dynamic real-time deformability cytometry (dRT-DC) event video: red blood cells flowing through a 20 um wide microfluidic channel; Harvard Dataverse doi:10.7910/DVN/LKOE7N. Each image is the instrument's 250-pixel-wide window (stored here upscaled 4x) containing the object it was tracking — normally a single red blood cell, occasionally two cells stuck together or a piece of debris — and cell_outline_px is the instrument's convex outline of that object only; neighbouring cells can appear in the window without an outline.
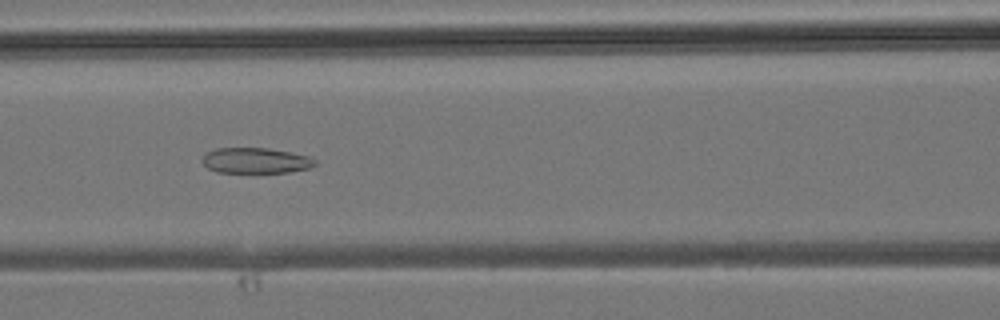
{"species": "common noctule bat (a hibernating species)", "species_latin": "Nyctalus noctula", "temperature_condition": "room temperature", "stored_images_in_passage": 34, "camera_frame_rate_fps": 3000, "um_per_image_px": 0.085, "animal": {"sex": "male", "body_mass_g": 19.2, "forearm_length_mm": 51.8}, "frame": {"image": 1, "passage_image": 13, "time_ms": 4.0, "image_size_px": [1000, 320], "cell_outline_px": [[316, 164], [308, 168], [288, 172], [216, 172], [208, 168], [204, 164], [204, 156], [208, 152], [216, 148], [268, 148], [308, 156], [316, 160]], "centroid_in_image_um": [21.74, 13.64], "position_along_channel_um": 144.9, "area_um2": 16.47}}
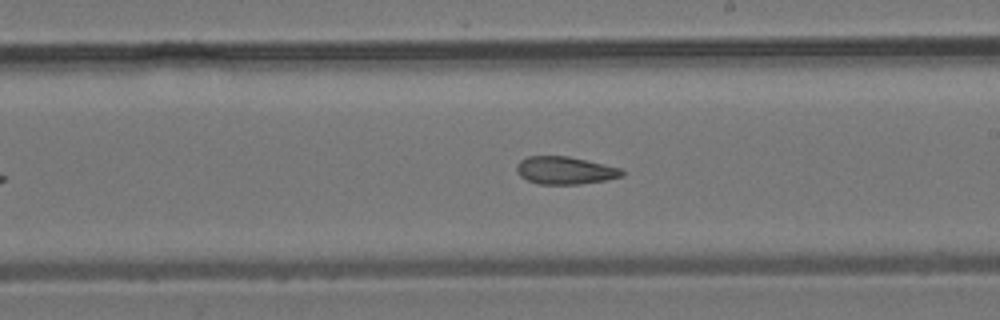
{"frame": {"image": 2, "passage_image": 19, "time_ms": 6.0, "image_size_px": [1000, 320], "cell_outline_px": [[624, 176], [604, 180], [580, 184], [540, 184], [528, 180], [520, 176], [516, 172], [516, 164], [520, 160], [528, 156], [568, 156], [624, 168]], "centroid_in_image_um": [48.04, 14.48], "position_along_channel_um": 241.0, "area_um2": 17.11}}
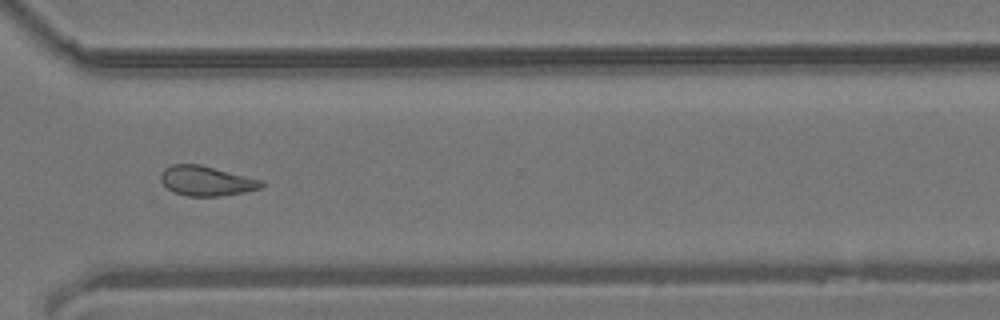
{"frame": {"image": 3, "passage_image": 26, "time_ms": 8.333, "image_size_px": [1000, 320], "cell_outline_px": [[264, 184], [260, 188], [244, 192], [220, 196], [188, 196], [172, 192], [160, 180], [160, 172], [164, 168], [172, 164], [200, 164], [264, 180]], "centroid_in_image_um": [17.53, 15.37], "position_along_channel_um": 353.1, "area_um2": 17.63}}